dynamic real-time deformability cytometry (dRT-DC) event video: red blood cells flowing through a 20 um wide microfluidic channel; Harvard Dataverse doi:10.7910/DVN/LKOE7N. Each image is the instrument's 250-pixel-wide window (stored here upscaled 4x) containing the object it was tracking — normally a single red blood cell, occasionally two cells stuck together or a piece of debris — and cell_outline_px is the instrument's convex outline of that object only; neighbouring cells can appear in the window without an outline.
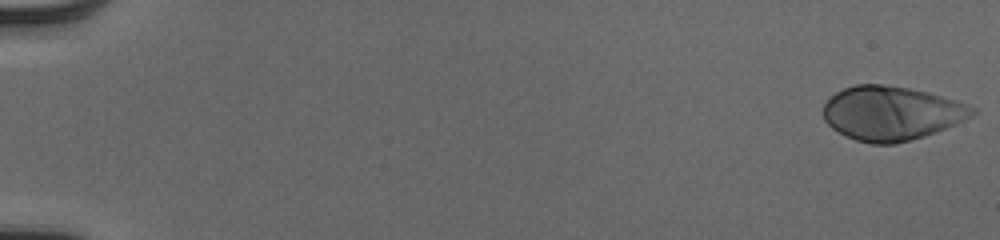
{"species": "human", "species_latin": "Homo sapiens", "temperature_condition": "cold", "stored_images_in_passage": 52, "camera_frame_rate_fps": 3000, "um_per_image_px": 0.085, "donor": {"sex": "male"}, "frame": {"image": 1, "passage_image": 1, "time_ms": 0.0, "image_size_px": [1000, 240], "cell_outline_px": [[976, 112], [972, 116], [964, 120], [936, 132], [912, 140], [896, 144], [872, 144], [856, 140], [844, 136], [832, 128], [824, 120], [824, 104], [836, 92], [844, 88], [856, 84], [880, 84], [908, 88], [928, 92], [968, 104], [976, 108]], "centroid_in_image_um": [75.77, 9.63], "position_along_channel_um": 9.2, "area_um2": 46.99}}
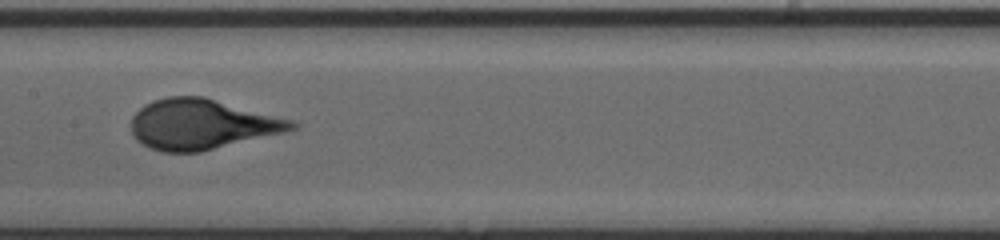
{"frame": {"image": 2, "passage_image": 28, "time_ms": 9.0, "image_size_px": [1000, 240], "cell_outline_px": [[300, 124], [296, 128], [284, 132], [200, 152], [160, 152], [136, 140], [132, 132], [132, 116], [144, 104], [152, 100], [168, 96], [204, 96], [292, 120]], "centroid_in_image_um": [17.13, 10.55], "position_along_channel_um": 190.3, "area_um2": 46.82}}
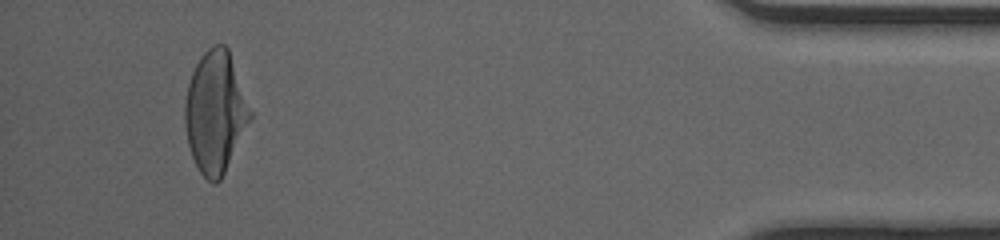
{"frame": {"image": 3, "passage_image": 49, "time_ms": 16.0, "image_size_px": [1000, 240], "cell_outline_px": [[252, 116], [220, 180], [216, 184], [212, 184], [200, 172], [192, 156], [188, 144], [184, 124], [184, 104], [188, 84], [192, 72], [200, 56], [212, 44], [224, 44], [228, 48], [252, 112]], "centroid_in_image_um": [18.28, 9.51], "position_along_channel_um": 416.9, "area_um2": 45.89}}